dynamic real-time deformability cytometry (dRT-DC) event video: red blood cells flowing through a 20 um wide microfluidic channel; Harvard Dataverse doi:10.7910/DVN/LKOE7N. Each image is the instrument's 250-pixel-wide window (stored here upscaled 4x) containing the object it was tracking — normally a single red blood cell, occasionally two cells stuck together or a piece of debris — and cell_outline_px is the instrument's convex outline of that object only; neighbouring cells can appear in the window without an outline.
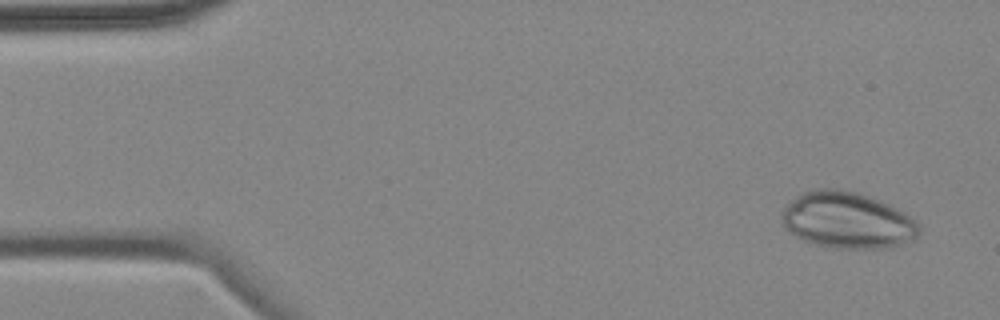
{"species": "common noctule bat (a hibernating species)", "species_latin": "Nyctalus noctula", "temperature_condition": "cold", "stored_images_in_passage": 5, "camera_frame_rate_fps": 3000, "um_per_image_px": 0.085, "animal": {"sex": "female", "body_mass_g": 18.4}, "frame": {"image": 1, "passage_image": 1, "time_ms": 0.0, "image_size_px": [1000, 320], "cell_outline_px": [[920, 232], [912, 240], [892, 248], [836, 248], [812, 244], [796, 236], [784, 228], [784, 208], [792, 200], [804, 192], [816, 188], [836, 188], [856, 192], [880, 200], [904, 212], [920, 224]], "centroid_in_image_um": [72.06, 18.73], "position_along_channel_um": 12.9, "area_um2": 44.97}}